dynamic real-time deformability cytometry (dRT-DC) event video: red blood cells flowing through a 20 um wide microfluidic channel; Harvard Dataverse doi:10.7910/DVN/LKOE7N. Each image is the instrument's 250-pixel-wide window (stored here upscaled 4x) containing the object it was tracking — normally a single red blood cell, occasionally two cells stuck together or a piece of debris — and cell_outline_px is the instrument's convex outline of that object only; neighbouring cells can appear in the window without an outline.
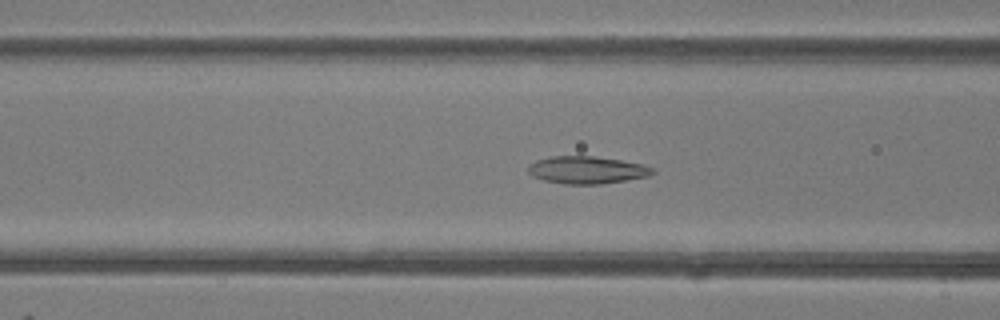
{"species": "common noctule bat (a hibernating species)", "species_latin": "Nyctalus noctula", "temperature_condition": "room temperature", "stored_images_in_passage": 41, "camera_frame_rate_fps": 3000, "um_per_image_px": 0.085, "animal": {"sex": "female"}, "frame": {"image": 1, "passage_image": 19, "time_ms": 6.0, "image_size_px": [1000, 320], "cell_outline_px": [[656, 172], [648, 176], [600, 184], [564, 184], [544, 180], [532, 176], [528, 172], [528, 164], [536, 160], [548, 156], [592, 156], [620, 160], [640, 164], [656, 168]], "centroid_in_image_um": [49.85, 14.44], "position_along_channel_um": 116.7, "area_um2": 19.88}}
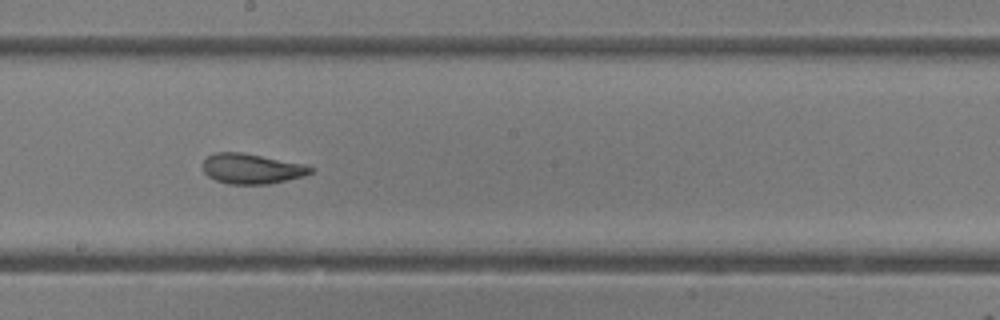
{"frame": {"image": 2, "passage_image": 27, "time_ms": 8.667, "image_size_px": [1000, 320], "cell_outline_px": [[316, 168], [312, 172], [304, 176], [268, 184], [228, 184], [216, 180], [208, 176], [204, 172], [204, 160], [212, 152], [244, 152], [304, 164]], "centroid_in_image_um": [21.41, 14.33], "position_along_channel_um": 226.8, "area_um2": 19.02}}
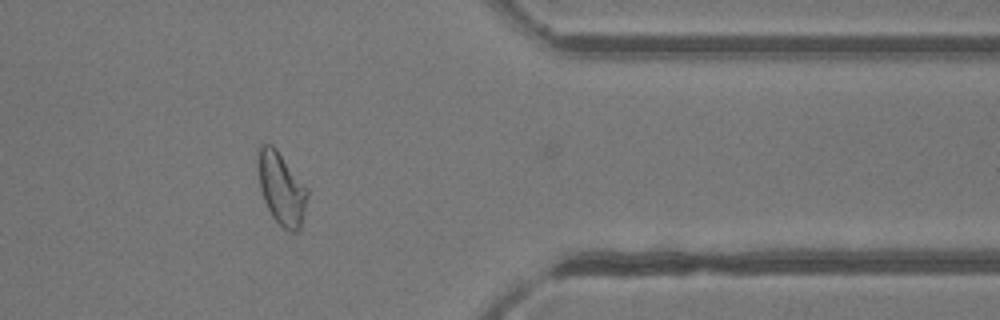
{"frame": {"image": 3, "passage_image": 40, "time_ms": 13.0, "image_size_px": [1000, 320], "cell_outline_px": [[308, 196], [300, 228], [296, 232], [292, 232], [284, 228], [272, 216], [264, 200], [260, 188], [256, 168], [256, 152], [260, 144], [272, 144], [276, 148], [308, 188]], "centroid_in_image_um": [23.89, 15.96], "position_along_channel_um": 387.5, "area_um2": 21.1}, "authors_computed_cell_mechanics": {"area_um2": 20.23, "velocity_mm_per_s": 4.1281, "shape_relaxation_time_tau1_ms": 4.677, "shape_relaxation_time_tau2_ms": 1.4678, "deformation_change_tau1": 0.1694, "deformation_change_tau2": 0.0893}}